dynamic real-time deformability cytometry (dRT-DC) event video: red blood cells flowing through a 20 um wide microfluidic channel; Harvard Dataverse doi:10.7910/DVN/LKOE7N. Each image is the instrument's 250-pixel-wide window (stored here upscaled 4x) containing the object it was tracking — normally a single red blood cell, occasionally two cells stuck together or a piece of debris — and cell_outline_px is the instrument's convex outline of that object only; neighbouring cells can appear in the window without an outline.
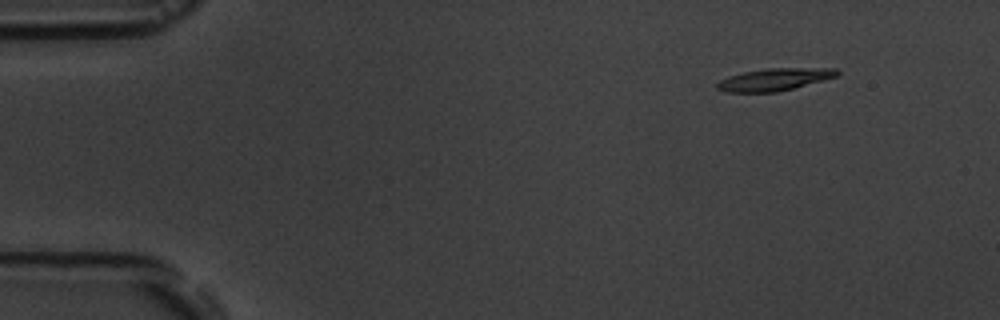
{"species": "common noctule bat (a hibernating species)", "species_latin": "Nyctalus noctula", "temperature_condition": "room temperature", "stored_images_in_passage": 5, "camera_frame_rate_fps": 3000, "um_per_image_px": 0.085, "animal": {"sex": "male", "body_mass_g": 19.5, "forearm_length_mm": 54.6}, "frame": {"image": 1, "passage_image": 2, "time_ms": 1.0, "image_size_px": [1000, 320], "cell_outline_px": [[840, 72], [836, 76], [824, 80], [776, 92], [724, 92], [716, 88], [716, 84], [720, 80], [728, 76], [744, 72], [764, 68], [836, 68]], "centroid_in_image_um": [65.8, 6.75], "position_along_channel_um": 19.2, "area_um2": 15.55}}
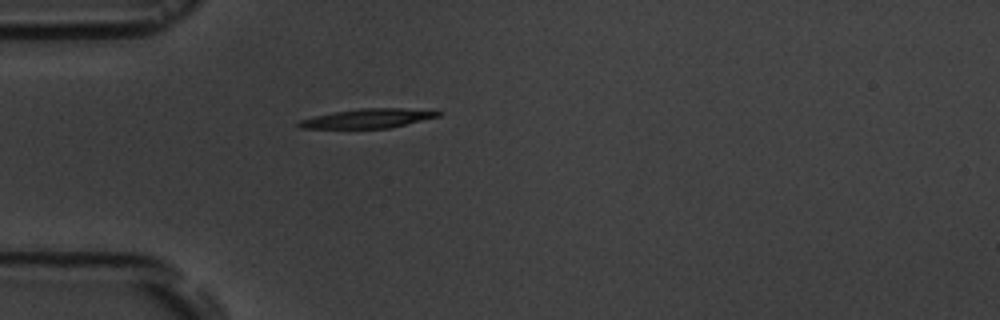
{"frame": {"image": 2, "passage_image": 5, "time_ms": 4.333, "image_size_px": [1000, 320], "cell_outline_px": [[444, 112], [440, 116], [388, 128], [300, 128], [296, 124], [300, 120], [316, 116], [336, 112], [360, 108], [404, 108]], "centroid_in_image_um": [31.29, 10.06], "position_along_channel_um": 53.7, "area_um2": 15.32}}